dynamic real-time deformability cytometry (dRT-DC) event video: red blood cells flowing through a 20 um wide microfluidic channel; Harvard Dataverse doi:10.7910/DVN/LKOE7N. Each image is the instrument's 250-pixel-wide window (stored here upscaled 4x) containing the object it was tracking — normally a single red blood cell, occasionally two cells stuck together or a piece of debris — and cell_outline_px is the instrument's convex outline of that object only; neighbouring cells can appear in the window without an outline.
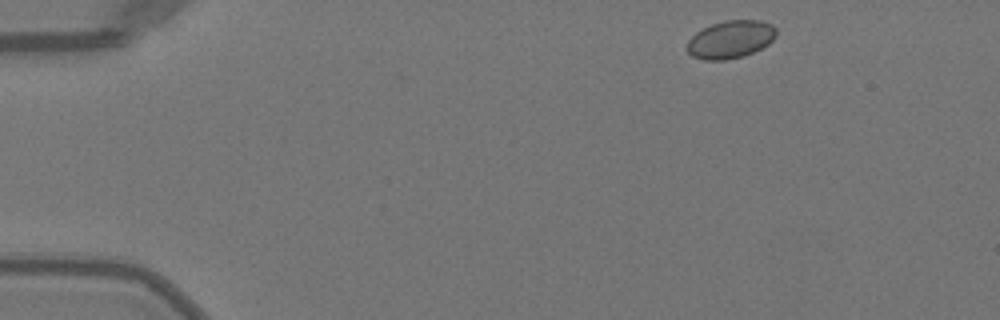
{"species": "Egyptian fruit bat (a non-hibernating species)", "species_latin": "Rousettus aegyptiacus", "temperature_condition": "warm", "stored_images_in_passage": 40, "camera_frame_rate_fps": 3000, "um_per_image_px": 0.085, "animal": {"sex": "female"}, "frame": {"image": 1, "passage_image": 1, "time_ms": 0.0, "image_size_px": [1000, 320], "cell_outline_px": [[776, 36], [768, 44], [744, 56], [724, 60], [704, 60], [692, 56], [684, 48], [688, 40], [696, 32], [712, 24], [724, 20], [760, 20], [772, 24], [776, 28]], "centroid_in_image_um": [62.07, 3.35], "position_along_channel_um": 22.9, "area_um2": 19.71}}
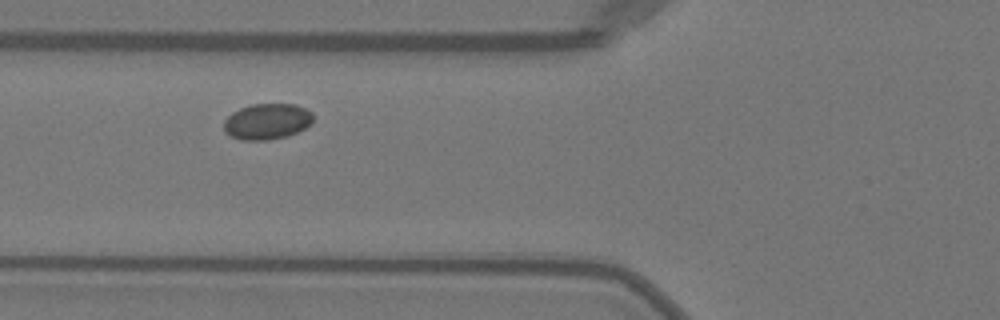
{"frame": {"image": 2, "passage_image": 14, "time_ms": 4.333, "image_size_px": [1000, 320], "cell_outline_px": [[312, 120], [304, 128], [288, 136], [268, 140], [240, 140], [224, 132], [224, 120], [232, 112], [240, 108], [252, 104], [296, 104], [312, 112]], "centroid_in_image_um": [22.67, 10.32], "position_along_channel_um": 103.1, "area_um2": 18.61}}
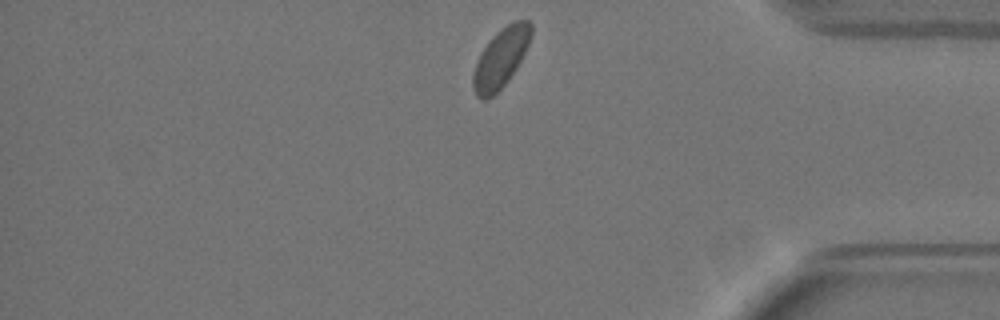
{"frame": {"image": 3, "passage_image": 38, "time_ms": 12.333, "image_size_px": [1000, 320], "cell_outline_px": [[532, 36], [516, 68], [508, 80], [492, 96], [484, 100], [480, 100], [476, 96], [472, 88], [472, 76], [476, 60], [480, 52], [488, 40], [496, 32], [508, 24], [516, 20], [528, 20], [532, 24]], "centroid_in_image_um": [42.53, 4.93], "position_along_channel_um": 392.7, "area_um2": 20.11}}